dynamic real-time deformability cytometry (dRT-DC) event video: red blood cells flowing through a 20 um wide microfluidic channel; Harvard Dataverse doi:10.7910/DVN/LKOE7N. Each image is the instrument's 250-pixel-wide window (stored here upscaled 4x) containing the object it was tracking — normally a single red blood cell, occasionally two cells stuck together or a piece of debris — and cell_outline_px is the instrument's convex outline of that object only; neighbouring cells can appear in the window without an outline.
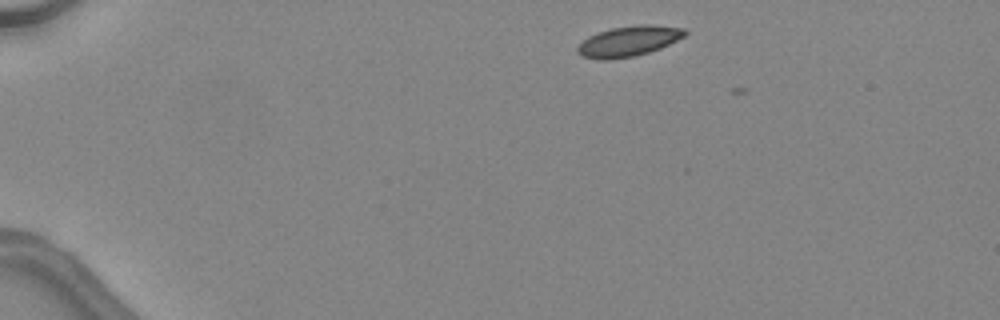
{"species": "common noctule bat (a hibernating species)", "species_latin": "Nyctalus noctula", "temperature_condition": "warm", "stored_images_in_passage": 2, "camera_frame_rate_fps": 3000, "um_per_image_px": 0.085, "animal": {"sex": "female", "body_mass_g": 24.6, "forearm_length_mm": 56.2}, "frame": {"image": 1, "passage_image": 1, "time_ms": 0.0, "image_size_px": [1000, 320], "cell_outline_px": [[688, 32], [684, 36], [660, 48], [648, 52], [632, 56], [612, 60], [600, 60], [580, 56], [576, 52], [576, 48], [588, 36], [612, 28], [640, 24], [648, 24], [684, 28]], "centroid_in_image_um": [53.4, 3.51], "position_along_channel_um": 31.6, "area_um2": 18.9}}